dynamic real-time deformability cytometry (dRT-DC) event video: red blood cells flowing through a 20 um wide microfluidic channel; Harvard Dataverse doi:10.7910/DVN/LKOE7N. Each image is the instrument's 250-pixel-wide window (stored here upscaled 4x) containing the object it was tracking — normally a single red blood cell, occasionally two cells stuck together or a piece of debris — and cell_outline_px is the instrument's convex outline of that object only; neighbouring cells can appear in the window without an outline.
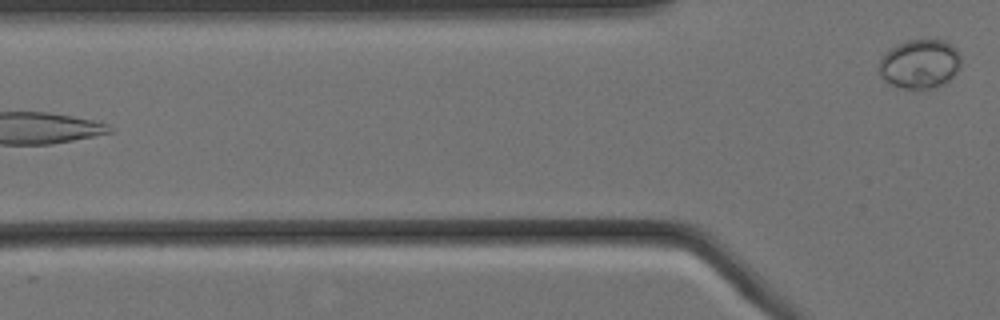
{"species": "Egyptian fruit bat (a non-hibernating species)", "species_latin": "Rousettus aegyptiacus", "temperature_condition": "cold", "stored_images_in_passage": 4, "camera_frame_rate_fps": 3000, "um_per_image_px": 0.085, "animal": {"sex": "female"}, "frame": {"image": 1, "passage_image": 4, "time_ms": 1.0, "image_size_px": [1000, 320], "cell_outline_px": [[960, 68], [948, 84], [932, 88], [904, 88], [892, 84], [884, 80], [880, 76], [880, 60], [884, 52], [896, 44], [904, 40], [944, 40], [952, 44], [956, 48], [960, 56]], "centroid_in_image_um": [78.21, 5.43], "position_along_channel_um": 47.6, "area_um2": 23.76}}